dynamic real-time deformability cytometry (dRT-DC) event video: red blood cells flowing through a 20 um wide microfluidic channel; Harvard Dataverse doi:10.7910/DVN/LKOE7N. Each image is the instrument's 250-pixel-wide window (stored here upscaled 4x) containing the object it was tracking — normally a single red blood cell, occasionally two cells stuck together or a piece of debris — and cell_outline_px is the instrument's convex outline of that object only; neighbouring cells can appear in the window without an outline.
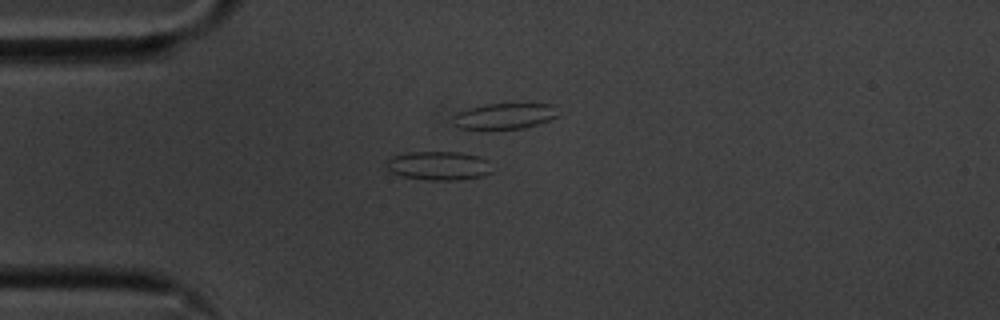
{"species": "common noctule bat (a hibernating species)", "species_latin": "Nyctalus noctula", "temperature_condition": "cold", "stored_images_in_passage": 43, "camera_frame_rate_fps": 3000, "um_per_image_px": 0.085, "animal": {"sex": "male", "body_mass_g": 20.1, "forearm_length_mm": 53.5}, "frame": {"image": 1, "passage_image": 1, "time_ms": 0.0, "image_size_px": [1000, 320], "cell_outline_px": [[492, 172], [480, 176], [460, 180], [432, 180], [400, 176], [392, 172], [388, 168], [388, 160], [392, 156], [408, 152], [460, 152], [480, 156], [488, 160]], "centroid_in_image_um": [37.32, 14.08], "position_along_channel_um": 47.7, "area_um2": 17.69}}
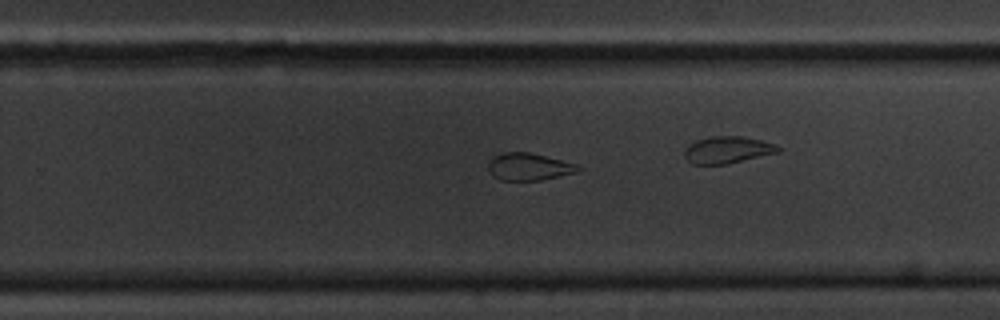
{"frame": {"image": 2, "passage_image": 22, "time_ms": 7.0, "image_size_px": [1000, 320], "cell_outline_px": [[580, 168], [576, 172], [560, 176], [540, 180], [500, 180], [492, 176], [488, 168], [488, 160], [492, 156], [500, 152], [528, 152], [576, 164]], "centroid_in_image_um": [44.87, 14.17], "position_along_channel_um": 284.9, "area_um2": 14.22}}
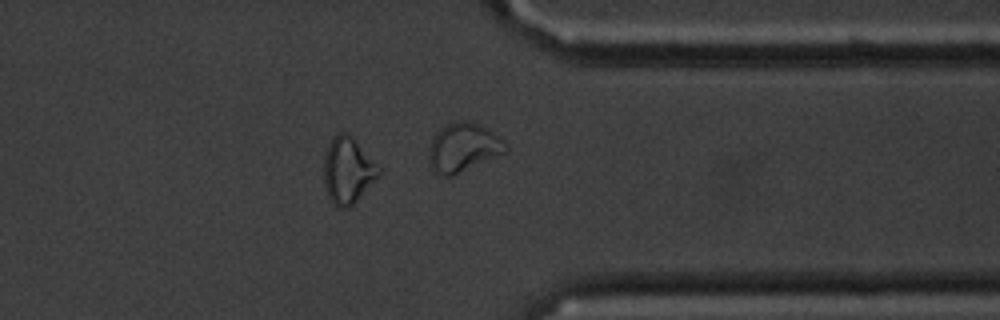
{"frame": {"image": 3, "passage_image": 31, "time_ms": 10.0, "image_size_px": [1000, 320], "cell_outline_px": [[384, 172], [348, 208], [340, 208], [332, 204], [328, 196], [324, 184], [324, 156], [328, 144], [336, 132], [348, 132], [352, 136]], "centroid_in_image_um": [29.56, 14.47], "position_along_channel_um": 381.8, "area_um2": 21.39}, "authors_computed_cell_mechanics": {"area_um2": 15.4326, "velocity_mm_per_s": 3.5754, "shape_relaxation_time_tau1_ms": null, "shape_relaxation_time_tau2_ms": 2.7232, "deformation_change_tau1": null, "deformation_change_tau2": 0.0874}}